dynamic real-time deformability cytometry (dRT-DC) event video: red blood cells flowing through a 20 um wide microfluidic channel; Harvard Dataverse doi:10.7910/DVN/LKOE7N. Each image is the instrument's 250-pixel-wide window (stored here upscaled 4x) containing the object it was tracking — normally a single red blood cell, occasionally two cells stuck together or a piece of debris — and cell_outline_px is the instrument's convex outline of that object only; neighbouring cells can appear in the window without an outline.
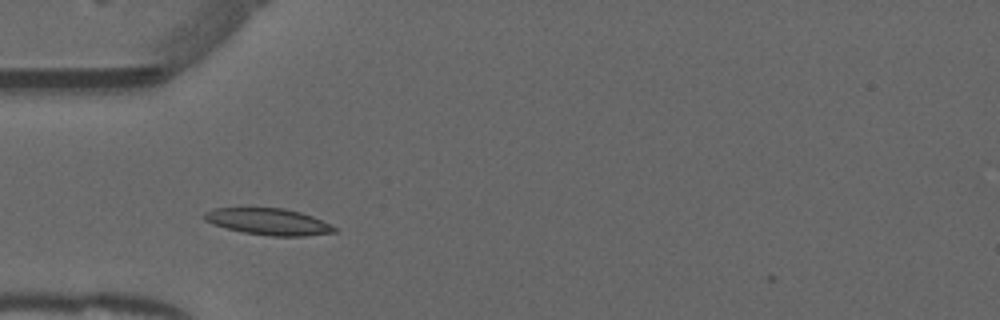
{"species": "common noctule bat (a hibernating species)", "species_latin": "Nyctalus noctula", "temperature_condition": "warm", "stored_images_in_passage": 40, "camera_frame_rate_fps": 3000, "um_per_image_px": 0.085, "animal": {"sex": "male", "forearm_length_mm": 52.5}, "frame": {"image": 1, "passage_image": 4, "time_ms": 1.0, "image_size_px": [1000, 320], "cell_outline_px": [[336, 232], [304, 236], [272, 236], [244, 232], [212, 224], [204, 220], [200, 216], [204, 212], [216, 208], [284, 208], [300, 212], [312, 216], [336, 228]], "centroid_in_image_um": [22.77, 18.83], "position_along_channel_um": 62.2, "area_um2": 19.94}}
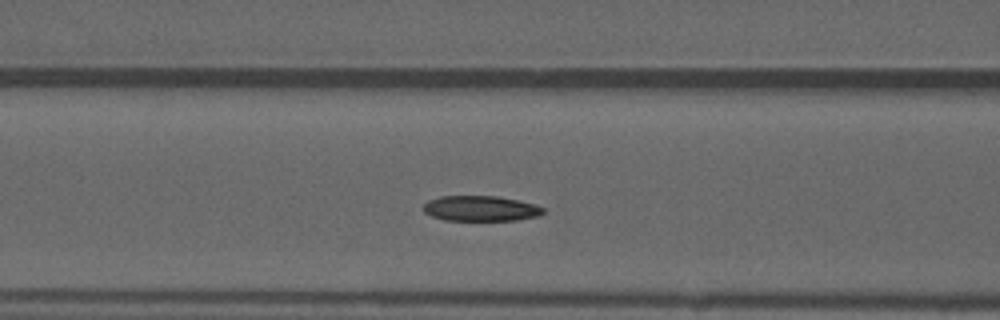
{"frame": {"image": 2, "passage_image": 9, "time_ms": 2.667, "image_size_px": [1000, 320], "cell_outline_px": [[544, 212], [540, 216], [516, 220], [444, 220], [432, 216], [424, 212], [420, 208], [428, 200], [440, 196], [496, 196], [520, 200], [536, 204], [544, 208]], "centroid_in_image_um": [40.85, 17.71], "position_along_channel_um": 125.7, "area_um2": 17.92}, "authors_computed_cell_mechanics": {"area_um2": 18.207, "velocity_mm_per_s": 3.9044, "shape_relaxation_time_tau1_ms": 4.9451, "shape_relaxation_time_tau2_ms": null, "deformation_change_tau1": 0.1528, "deformation_change_tau2": null}}